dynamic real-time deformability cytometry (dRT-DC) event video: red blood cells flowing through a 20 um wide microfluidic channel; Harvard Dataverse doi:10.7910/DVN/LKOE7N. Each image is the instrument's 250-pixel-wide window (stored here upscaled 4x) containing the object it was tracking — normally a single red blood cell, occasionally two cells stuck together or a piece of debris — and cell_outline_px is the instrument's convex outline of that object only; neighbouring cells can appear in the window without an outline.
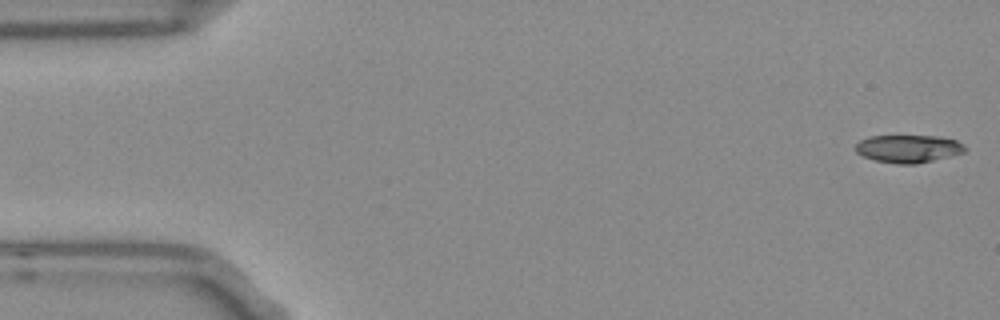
{"species": "Egyptian fruit bat (a non-hibernating species)", "species_latin": "Rousettus aegyptiacus", "temperature_condition": "room temperature", "stored_images_in_passage": 53, "camera_frame_rate_fps": 3000, "um_per_image_px": 0.085, "frame": {"image": 1, "passage_image": 1, "time_ms": 0.0, "image_size_px": [1000, 320], "cell_outline_px": [[968, 148], [964, 152], [916, 164], [896, 164], [876, 160], [864, 156], [856, 152], [856, 144], [860, 140], [872, 136], [936, 136], [956, 140], [964, 144]], "centroid_in_image_um": [77.22, 12.63], "position_along_channel_um": 7.8, "area_um2": 17.51}}
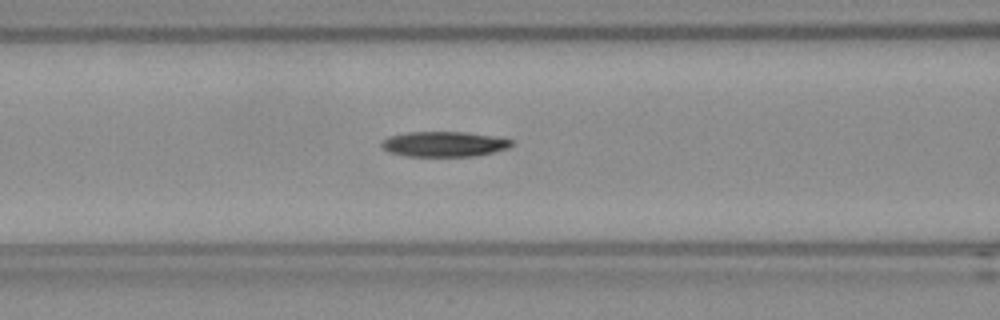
{"frame": {"image": 2, "passage_image": 21, "time_ms": 6.667, "image_size_px": [1000, 320], "cell_outline_px": [[512, 144], [508, 148], [492, 152], [472, 156], [408, 156], [388, 152], [380, 144], [388, 136], [408, 132], [464, 132], [492, 136], [512, 140]], "centroid_in_image_um": [37.71, 12.24], "position_along_channel_um": 128.9, "area_um2": 18.84}}
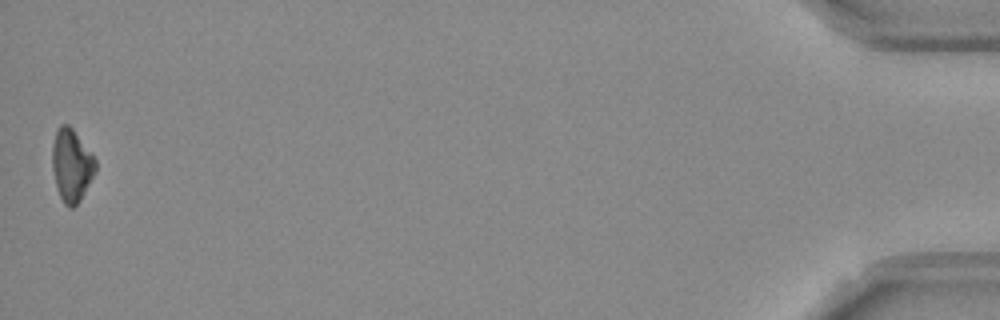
{"frame": {"image": 3, "passage_image": 53, "time_ms": 17.333, "image_size_px": [1000, 320], "cell_outline_px": [[96, 172], [80, 200], [72, 208], [68, 208], [64, 204], [60, 196], [56, 184], [52, 168], [52, 144], [56, 128], [60, 124], [68, 124], [72, 128], [96, 160]], "centroid_in_image_um": [6.07, 14.04], "position_along_channel_um": 429.1, "area_um2": 18.26}, "authors_computed_cell_mechanics": {"area_um2": 18.9006, "velocity_mm_per_s": 3.7653, "shape_relaxation_time_tau1_ms": 8.4626, "shape_relaxation_time_tau2_ms": null, "deformation_change_tau1": 0.1959, "deformation_change_tau2": null}}